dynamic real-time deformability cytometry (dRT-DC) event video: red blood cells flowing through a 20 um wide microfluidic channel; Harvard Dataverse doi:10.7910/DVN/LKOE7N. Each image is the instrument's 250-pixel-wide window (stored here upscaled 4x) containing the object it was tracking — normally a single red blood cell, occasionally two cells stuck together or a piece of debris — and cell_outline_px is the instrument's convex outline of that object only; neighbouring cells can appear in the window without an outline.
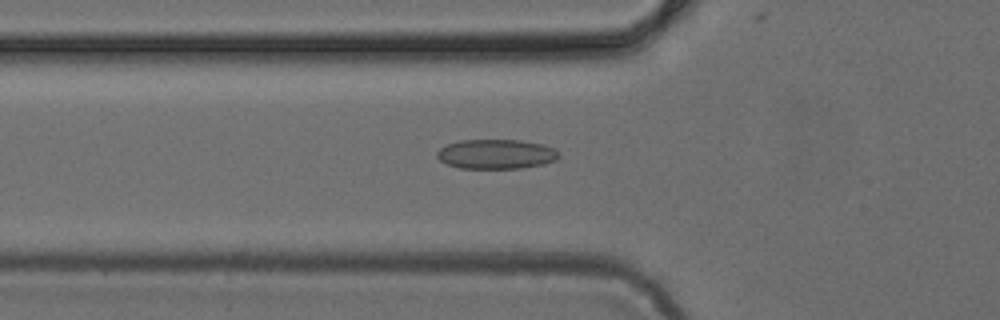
{"species": "common noctule bat (a hibernating species)", "species_latin": "Nyctalus noctula", "temperature_condition": "cold", "stored_images_in_passage": 49, "camera_frame_rate_fps": 3000, "um_per_image_px": 0.085, "animal": {"sex": "female", "body_mass_g": 24.6, "forearm_length_mm": 56.2}, "frame": {"image": 1, "passage_image": 17, "time_ms": 5.333, "image_size_px": [1000, 320], "cell_outline_px": [[560, 156], [556, 160], [544, 164], [520, 168], [460, 168], [448, 164], [440, 160], [436, 156], [436, 152], [440, 148], [448, 144], [460, 140], [520, 140], [540, 144], [552, 148], [560, 152]], "centroid_in_image_um": [42.17, 13.1], "position_along_channel_um": 83.6, "area_um2": 20.92}}
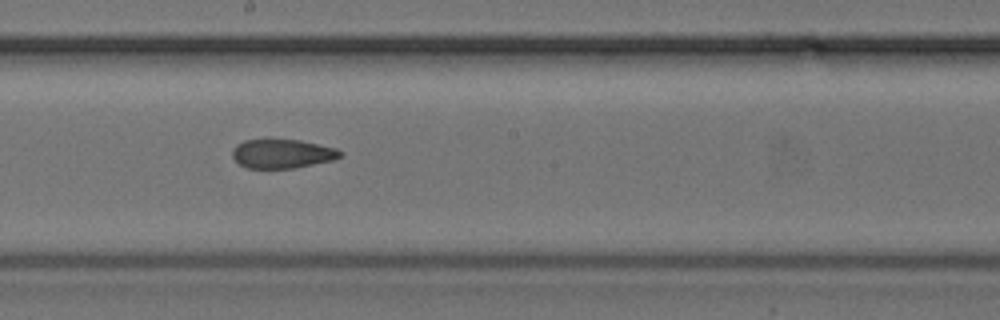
{"frame": {"image": 2, "passage_image": 27, "time_ms": 8.667, "image_size_px": [1000, 320], "cell_outline_px": [[344, 152], [340, 156], [332, 160], [296, 168], [248, 168], [240, 164], [232, 156], [232, 148], [236, 144], [244, 140], [300, 140], [336, 148]], "centroid_in_image_um": [23.98, 13.06], "position_along_channel_um": 224.2, "area_um2": 18.15}}
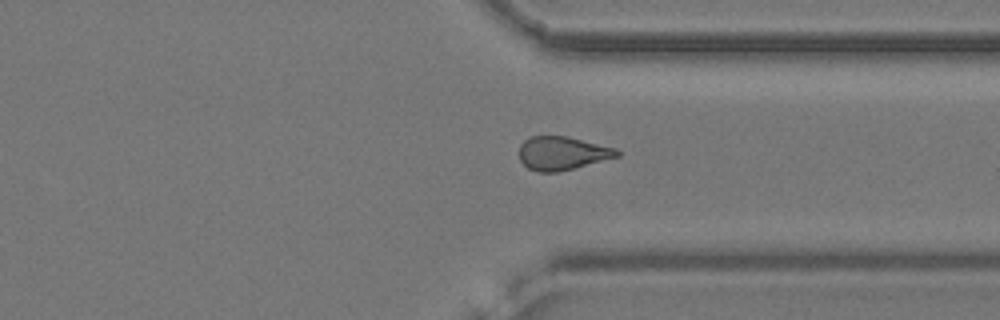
{"frame": {"image": 3, "passage_image": 37, "time_ms": 12.0, "image_size_px": [1000, 320], "cell_outline_px": [[620, 156], [556, 172], [536, 172], [528, 168], [520, 160], [520, 144], [524, 140], [532, 136], [568, 136], [616, 148], [620, 152]], "centroid_in_image_um": [47.78, 13.01], "position_along_channel_um": 363.6, "area_um2": 18.96}}